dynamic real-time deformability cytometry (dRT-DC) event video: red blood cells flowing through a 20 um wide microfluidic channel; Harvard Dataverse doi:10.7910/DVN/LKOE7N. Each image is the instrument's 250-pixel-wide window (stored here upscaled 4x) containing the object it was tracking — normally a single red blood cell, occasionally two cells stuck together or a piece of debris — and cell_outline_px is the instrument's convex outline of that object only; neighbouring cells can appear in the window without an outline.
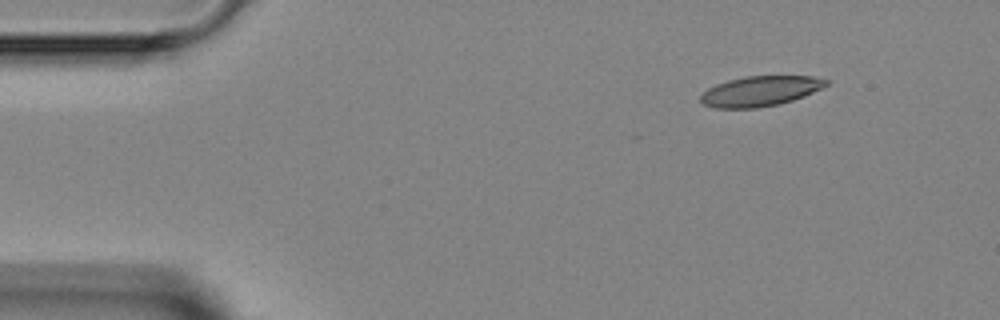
{"species": "Egyptian fruit bat (a non-hibernating species)", "species_latin": "Rousettus aegyptiacus", "temperature_condition": "room temperature", "stored_images_in_passage": 2, "camera_frame_rate_fps": 3000, "um_per_image_px": 0.085, "animal": {"sex": "female"}, "frame": {"image": 1, "passage_image": 1, "time_ms": 0.0, "image_size_px": [1000, 320], "cell_outline_px": [[828, 84], [804, 96], [780, 104], [756, 108], [716, 108], [704, 104], [700, 100], [700, 96], [708, 88], [716, 84], [728, 80], [744, 76], [812, 76], [828, 80]], "centroid_in_image_um": [64.6, 7.74], "position_along_channel_um": 20.4, "area_um2": 21.91}}